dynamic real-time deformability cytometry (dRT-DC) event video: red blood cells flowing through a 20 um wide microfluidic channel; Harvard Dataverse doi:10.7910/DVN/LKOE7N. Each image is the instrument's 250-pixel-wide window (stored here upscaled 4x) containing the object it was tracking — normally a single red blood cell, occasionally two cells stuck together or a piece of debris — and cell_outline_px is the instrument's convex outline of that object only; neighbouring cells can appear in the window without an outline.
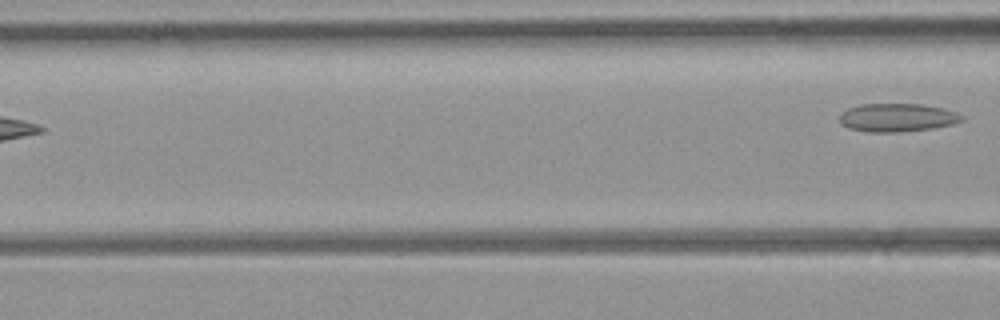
{"species": "common noctule bat (a hibernating species)", "species_latin": "Nyctalus noctula", "temperature_condition": "room temperature", "stored_images_in_passage": 7, "camera_frame_rate_fps": 3000, "um_per_image_px": 0.085, "animal": {"sex": "female", "body_mass_g": 21.9}, "frame": {"image": 1, "passage_image": 7, "time_ms": 7.0, "image_size_px": [1000, 320], "cell_outline_px": [[964, 120], [952, 124], [932, 128], [896, 132], [868, 132], [848, 128], [840, 124], [840, 112], [848, 108], [860, 104], [924, 104], [944, 108], [956, 112], [964, 116]], "centroid_in_image_um": [76.25, 9.98], "position_along_channel_um": 90.3, "area_um2": 20.29}}